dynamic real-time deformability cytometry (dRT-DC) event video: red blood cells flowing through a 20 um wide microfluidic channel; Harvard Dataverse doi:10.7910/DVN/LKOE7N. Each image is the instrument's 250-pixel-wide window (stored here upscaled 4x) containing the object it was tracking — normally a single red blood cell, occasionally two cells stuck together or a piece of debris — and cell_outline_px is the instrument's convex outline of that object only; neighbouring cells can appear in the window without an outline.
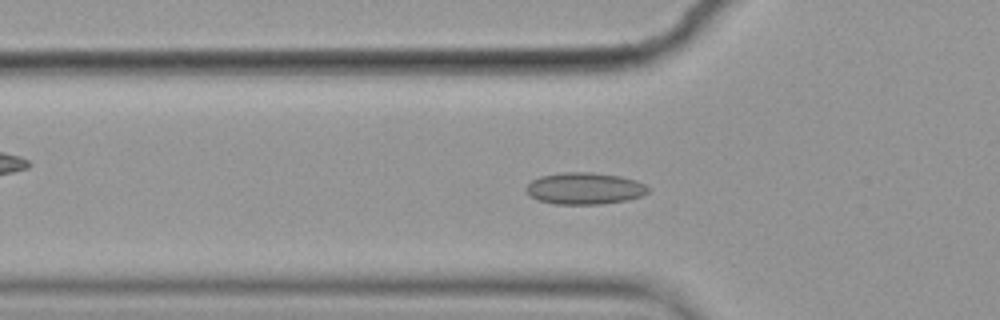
{"species": "common noctule bat (a hibernating species)", "species_latin": "Nyctalus noctula", "temperature_condition": "cold", "stored_images_in_passage": 43, "camera_frame_rate_fps": 3000, "um_per_image_px": 0.085, "animal": {"sex": "female", "body_mass_g": 19.9}, "frame": {"image": 1, "passage_image": 13, "time_ms": 4.0, "image_size_px": [1000, 320], "cell_outline_px": [[648, 192], [640, 196], [628, 200], [600, 204], [556, 204], [536, 200], [524, 188], [532, 180], [540, 176], [564, 172], [588, 172], [620, 176], [644, 184], [648, 188]], "centroid_in_image_um": [49.66, 16.02], "position_along_channel_um": 76.1, "area_um2": 22.37}}
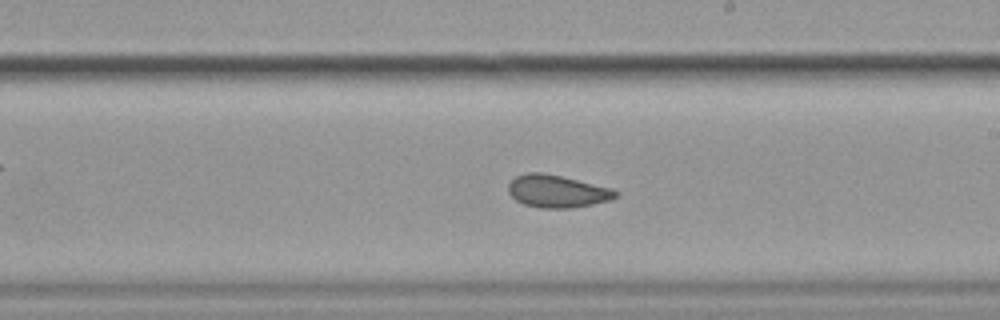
{"frame": {"image": 2, "passage_image": 27, "time_ms": 8.667, "image_size_px": [1000, 320], "cell_outline_px": [[620, 196], [612, 200], [572, 208], [540, 208], [524, 204], [516, 200], [508, 192], [508, 184], [516, 176], [528, 172], [540, 172], [560, 176], [612, 188], [620, 192]], "centroid_in_image_um": [47.39, 16.26], "position_along_channel_um": 241.6, "area_um2": 20.4}}
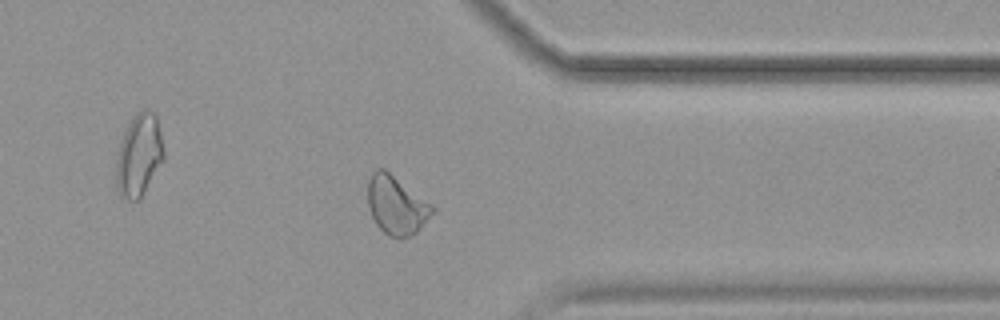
{"frame": {"image": 3, "passage_image": 39, "time_ms": 12.667, "image_size_px": [1000, 320], "cell_outline_px": [[436, 212], [412, 236], [400, 240], [388, 236], [376, 224], [368, 208], [368, 180], [372, 172], [376, 168], [384, 168], [432, 204], [436, 208]], "centroid_in_image_um": [33.71, 17.47], "position_along_channel_um": 377.7, "area_um2": 22.37}, "authors_computed_cell_mechanics": {"area_um2": 21.2704, "velocity_mm_per_s": 3.551, "shape_relaxation_time_tau1_ms": null, "shape_relaxation_time_tau2_ms": 1.7519, "deformation_change_tau1": null, "deformation_change_tau2": 0.0677}}